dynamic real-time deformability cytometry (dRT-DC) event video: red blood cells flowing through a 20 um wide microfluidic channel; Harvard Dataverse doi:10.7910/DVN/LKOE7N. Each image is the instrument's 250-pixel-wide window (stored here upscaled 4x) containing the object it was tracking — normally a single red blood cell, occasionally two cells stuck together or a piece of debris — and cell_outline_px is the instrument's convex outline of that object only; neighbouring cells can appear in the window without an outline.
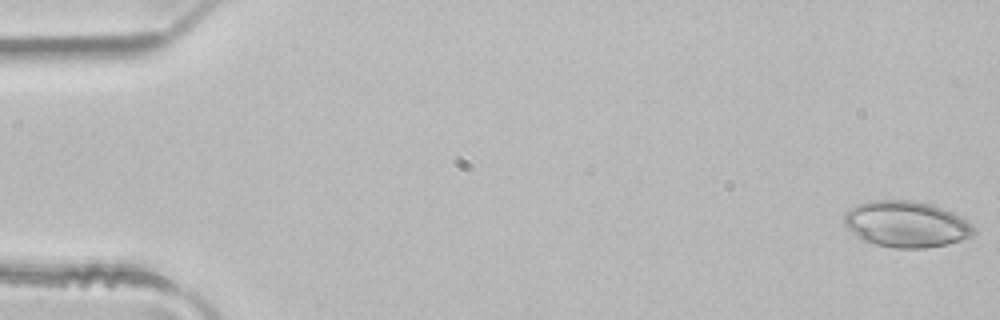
{"species": "common noctule bat (a hibernating species)", "species_latin": "Nyctalus noctula", "temperature_condition": "room temperature", "stored_images_in_passage": 49, "camera_frame_rate_fps": 3000, "um_per_image_px": 0.085, "animal": {"sex": "male", "body_mass_g": 21.5, "forearm_length_mm": 52.0}, "frame": {"image": 1, "passage_image": 1, "time_ms": 0.0, "image_size_px": [1000, 320], "cell_outline_px": [[976, 232], [972, 236], [948, 244], [924, 248], [896, 248], [876, 244], [864, 240], [848, 228], [844, 224], [844, 212], [856, 204], [868, 200], [912, 200], [932, 204], [952, 212], [968, 220], [976, 228]], "centroid_in_image_um": [77.05, 19.04], "position_along_channel_um": 7.9, "area_um2": 35.03}}
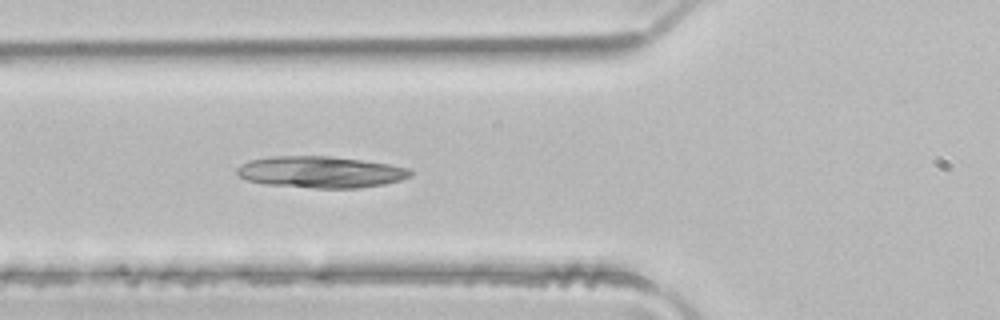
{"frame": {"image": 2, "passage_image": 18, "time_ms": 5.667, "image_size_px": [1000, 320], "cell_outline_px": [[412, 176], [400, 180], [384, 184], [356, 188], [312, 188], [264, 184], [248, 180], [240, 176], [236, 172], [236, 168], [240, 164], [248, 160], [276, 156], [328, 156], [360, 160], [388, 164], [408, 168], [412, 172]], "centroid_in_image_um": [27.23, 14.63], "position_along_channel_um": 98.6, "area_um2": 31.79}}
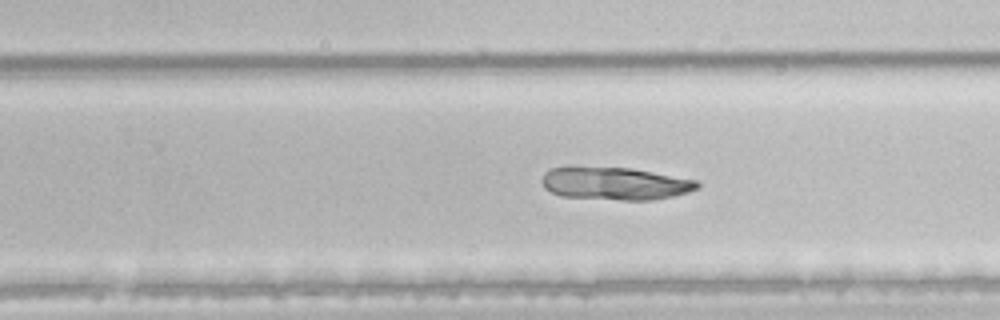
{"frame": {"image": 3, "passage_image": 31, "time_ms": 10.0, "image_size_px": [1000, 320], "cell_outline_px": [[700, 188], [688, 192], [672, 196], [652, 200], [620, 200], [560, 196], [544, 188], [540, 180], [544, 172], [548, 168], [568, 164], [572, 164], [632, 168], [696, 180], [700, 184]], "centroid_in_image_um": [52.17, 15.55], "position_along_channel_um": 277.6, "area_um2": 30.69}}